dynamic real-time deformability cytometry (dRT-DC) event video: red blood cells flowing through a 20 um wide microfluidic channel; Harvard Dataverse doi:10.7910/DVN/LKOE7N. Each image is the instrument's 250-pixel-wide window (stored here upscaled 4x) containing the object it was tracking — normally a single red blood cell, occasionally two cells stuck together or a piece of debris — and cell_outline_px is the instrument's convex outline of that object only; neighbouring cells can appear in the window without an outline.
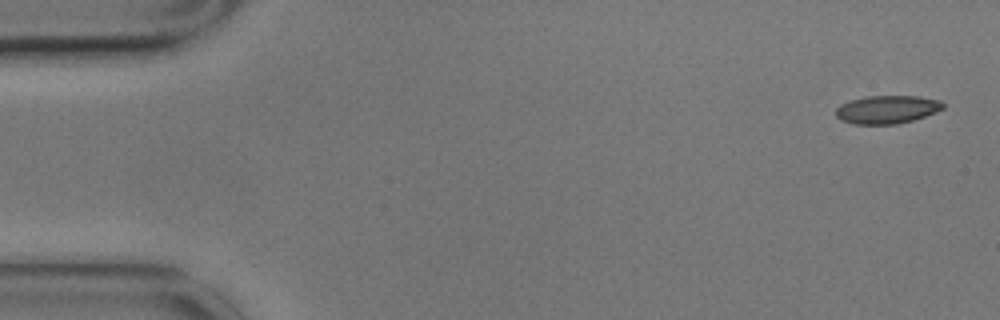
{"species": "common noctule bat (a hibernating species)", "species_latin": "Nyctalus noctula", "temperature_condition": "cold", "stored_images_in_passage": 4, "camera_frame_rate_fps": 3000, "um_per_image_px": 0.085, "animal": {"sex": "male", "body_mass_g": 17.9}, "frame": {"image": 1, "passage_image": 1, "time_ms": 0.0, "image_size_px": [1000, 320], "cell_outline_px": [[944, 108], [936, 112], [912, 120], [896, 124], [856, 124], [840, 120], [836, 116], [836, 108], [840, 104], [852, 100], [868, 96], [920, 96], [940, 100], [944, 104]], "centroid_in_image_um": [75.4, 9.3], "position_along_channel_um": 9.6, "area_um2": 17.51}}
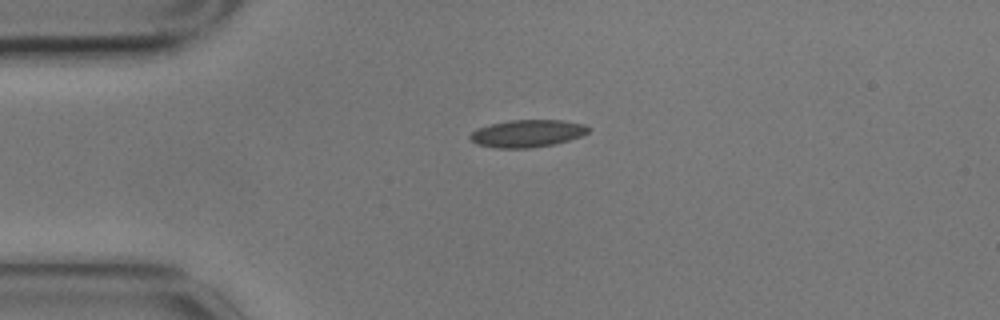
{"frame": {"image": 2, "passage_image": 4, "time_ms": 1.0, "image_size_px": [1000, 320], "cell_outline_px": [[588, 132], [580, 136], [556, 144], [532, 148], [496, 148], [476, 144], [468, 136], [476, 128], [508, 120], [560, 120], [584, 124], [588, 128]], "centroid_in_image_um": [44.79, 11.35], "position_along_channel_um": 40.2, "area_um2": 18.84}}